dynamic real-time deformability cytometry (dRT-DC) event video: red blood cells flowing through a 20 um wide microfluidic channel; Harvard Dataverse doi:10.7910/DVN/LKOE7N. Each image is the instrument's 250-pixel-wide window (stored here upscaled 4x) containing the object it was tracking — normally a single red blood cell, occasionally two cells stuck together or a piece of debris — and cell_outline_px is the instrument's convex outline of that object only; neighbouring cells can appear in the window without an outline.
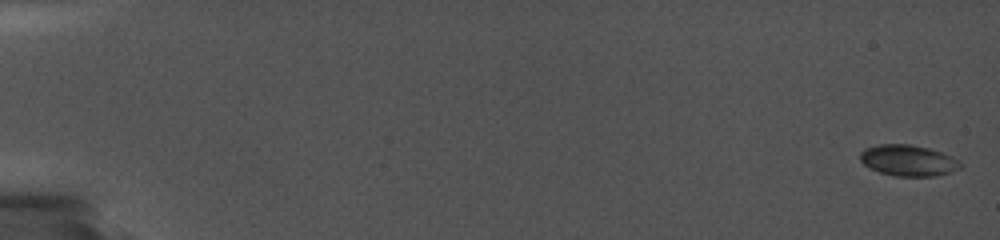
{"species": "common noctule bat (a hibernating species)", "species_latin": "Nyctalus noctula", "temperature_condition": "cold", "stored_images_in_passage": 17, "camera_frame_rate_fps": 5000, "um_per_image_px": 0.085, "animal": {"sex": "female", "body_mass_g": 19.0, "forearm_length_mm": 56.7}, "frame": {"image": 1, "passage_image": 1, "time_ms": 0.0, "image_size_px": [1000, 240], "cell_outline_px": [[964, 164], [960, 168], [952, 172], [936, 176], [896, 176], [880, 172], [868, 168], [860, 160], [860, 152], [864, 148], [880, 144], [908, 144], [928, 148], [952, 156]], "centroid_in_image_um": [77.2, 13.64], "position_along_channel_um": 7.8, "area_um2": 18.26}}
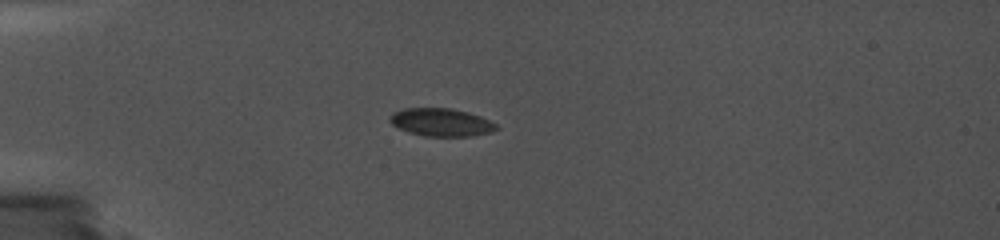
{"frame": {"image": 2, "passage_image": 12, "time_ms": 5.4, "image_size_px": [1000, 240], "cell_outline_px": [[500, 128], [492, 132], [468, 136], [424, 136], [400, 128], [392, 124], [388, 120], [388, 116], [392, 112], [404, 108], [452, 108], [468, 112], [480, 116], [496, 124]], "centroid_in_image_um": [37.49, 10.38], "position_along_channel_um": 47.5, "area_um2": 17.28}}
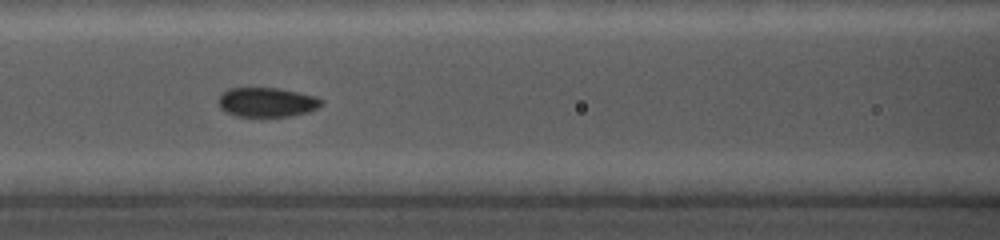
{"frame": {"image": 3, "passage_image": 16, "time_ms": 8.8, "image_size_px": [1000, 240], "cell_outline_px": [[324, 104], [308, 112], [288, 116], [236, 116], [220, 108], [216, 100], [220, 92], [228, 88], [280, 88], [316, 96], [324, 100]], "centroid_in_image_um": [22.66, 8.67], "position_along_channel_um": 143.9, "area_um2": 17.86}}